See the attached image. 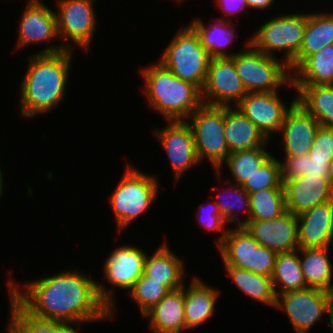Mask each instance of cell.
<instances>
[{"instance_id":"obj_1","label":"cell","mask_w":333,"mask_h":333,"mask_svg":"<svg viewBox=\"0 0 333 333\" xmlns=\"http://www.w3.org/2000/svg\"><path fill=\"white\" fill-rule=\"evenodd\" d=\"M8 286L10 295L41 319L80 325L110 319L116 312L112 290L73 270L27 283L24 292L12 279Z\"/></svg>"},{"instance_id":"obj_2","label":"cell","mask_w":333,"mask_h":333,"mask_svg":"<svg viewBox=\"0 0 333 333\" xmlns=\"http://www.w3.org/2000/svg\"><path fill=\"white\" fill-rule=\"evenodd\" d=\"M51 45L29 57L20 86V112L25 118L52 111L65 97L73 49Z\"/></svg>"},{"instance_id":"obj_3","label":"cell","mask_w":333,"mask_h":333,"mask_svg":"<svg viewBox=\"0 0 333 333\" xmlns=\"http://www.w3.org/2000/svg\"><path fill=\"white\" fill-rule=\"evenodd\" d=\"M145 95L151 107L168 121L188 120L202 104L201 90L183 81L160 62L142 69Z\"/></svg>"},{"instance_id":"obj_4","label":"cell","mask_w":333,"mask_h":333,"mask_svg":"<svg viewBox=\"0 0 333 333\" xmlns=\"http://www.w3.org/2000/svg\"><path fill=\"white\" fill-rule=\"evenodd\" d=\"M210 60L211 56L202 46L198 32L188 24L176 33L158 62L181 80L202 90Z\"/></svg>"},{"instance_id":"obj_5","label":"cell","mask_w":333,"mask_h":333,"mask_svg":"<svg viewBox=\"0 0 333 333\" xmlns=\"http://www.w3.org/2000/svg\"><path fill=\"white\" fill-rule=\"evenodd\" d=\"M156 179L139 169L127 166L120 182L109 196L118 233L126 230L135 218L147 212L149 206L153 204L159 189Z\"/></svg>"},{"instance_id":"obj_6","label":"cell","mask_w":333,"mask_h":333,"mask_svg":"<svg viewBox=\"0 0 333 333\" xmlns=\"http://www.w3.org/2000/svg\"><path fill=\"white\" fill-rule=\"evenodd\" d=\"M245 45L249 47L247 51L232 57L247 93L275 92L279 86H293L291 71L283 59L258 51L249 41Z\"/></svg>"},{"instance_id":"obj_7","label":"cell","mask_w":333,"mask_h":333,"mask_svg":"<svg viewBox=\"0 0 333 333\" xmlns=\"http://www.w3.org/2000/svg\"><path fill=\"white\" fill-rule=\"evenodd\" d=\"M190 116L198 159L208 158L220 178L222 164L230 154L224 134V106L202 104Z\"/></svg>"},{"instance_id":"obj_8","label":"cell","mask_w":333,"mask_h":333,"mask_svg":"<svg viewBox=\"0 0 333 333\" xmlns=\"http://www.w3.org/2000/svg\"><path fill=\"white\" fill-rule=\"evenodd\" d=\"M307 23V14H287L265 22L249 43L258 51L273 56L274 51H285L284 62L289 66L298 56Z\"/></svg>"},{"instance_id":"obj_9","label":"cell","mask_w":333,"mask_h":333,"mask_svg":"<svg viewBox=\"0 0 333 333\" xmlns=\"http://www.w3.org/2000/svg\"><path fill=\"white\" fill-rule=\"evenodd\" d=\"M225 266H234L271 277L277 253L261 246L244 227L228 228L218 246Z\"/></svg>"},{"instance_id":"obj_10","label":"cell","mask_w":333,"mask_h":333,"mask_svg":"<svg viewBox=\"0 0 333 333\" xmlns=\"http://www.w3.org/2000/svg\"><path fill=\"white\" fill-rule=\"evenodd\" d=\"M287 313L296 333H307L320 317L328 313L333 333V294L317 288H306L277 295L276 307Z\"/></svg>"},{"instance_id":"obj_11","label":"cell","mask_w":333,"mask_h":333,"mask_svg":"<svg viewBox=\"0 0 333 333\" xmlns=\"http://www.w3.org/2000/svg\"><path fill=\"white\" fill-rule=\"evenodd\" d=\"M201 94L203 104L212 106L231 107V103L236 106L242 100L247 91L233 57L211 58Z\"/></svg>"},{"instance_id":"obj_12","label":"cell","mask_w":333,"mask_h":333,"mask_svg":"<svg viewBox=\"0 0 333 333\" xmlns=\"http://www.w3.org/2000/svg\"><path fill=\"white\" fill-rule=\"evenodd\" d=\"M297 102V96L287 107L275 92H250L235 106L251 120L269 140L272 132H279L286 113Z\"/></svg>"},{"instance_id":"obj_13","label":"cell","mask_w":333,"mask_h":333,"mask_svg":"<svg viewBox=\"0 0 333 333\" xmlns=\"http://www.w3.org/2000/svg\"><path fill=\"white\" fill-rule=\"evenodd\" d=\"M168 122L170 124L165 126L163 130L154 131V135L160 141L164 151L166 150L177 184L182 174L185 175L186 171L200 161L189 122L186 120Z\"/></svg>"},{"instance_id":"obj_14","label":"cell","mask_w":333,"mask_h":333,"mask_svg":"<svg viewBox=\"0 0 333 333\" xmlns=\"http://www.w3.org/2000/svg\"><path fill=\"white\" fill-rule=\"evenodd\" d=\"M94 0H58V35L88 50L96 30Z\"/></svg>"},{"instance_id":"obj_15","label":"cell","mask_w":333,"mask_h":333,"mask_svg":"<svg viewBox=\"0 0 333 333\" xmlns=\"http://www.w3.org/2000/svg\"><path fill=\"white\" fill-rule=\"evenodd\" d=\"M243 227L261 246L277 254L299 250L297 215L287 210L271 220H250Z\"/></svg>"},{"instance_id":"obj_16","label":"cell","mask_w":333,"mask_h":333,"mask_svg":"<svg viewBox=\"0 0 333 333\" xmlns=\"http://www.w3.org/2000/svg\"><path fill=\"white\" fill-rule=\"evenodd\" d=\"M282 182L286 210L294 215L333 200V184L323 177L305 175Z\"/></svg>"},{"instance_id":"obj_17","label":"cell","mask_w":333,"mask_h":333,"mask_svg":"<svg viewBox=\"0 0 333 333\" xmlns=\"http://www.w3.org/2000/svg\"><path fill=\"white\" fill-rule=\"evenodd\" d=\"M320 124L298 102L286 113L280 128L285 155L308 154Z\"/></svg>"},{"instance_id":"obj_18","label":"cell","mask_w":333,"mask_h":333,"mask_svg":"<svg viewBox=\"0 0 333 333\" xmlns=\"http://www.w3.org/2000/svg\"><path fill=\"white\" fill-rule=\"evenodd\" d=\"M299 249L329 247L333 240V200L297 215Z\"/></svg>"},{"instance_id":"obj_19","label":"cell","mask_w":333,"mask_h":333,"mask_svg":"<svg viewBox=\"0 0 333 333\" xmlns=\"http://www.w3.org/2000/svg\"><path fill=\"white\" fill-rule=\"evenodd\" d=\"M147 254L136 246H121L116 248L106 258L104 276L115 288L130 290L143 275Z\"/></svg>"},{"instance_id":"obj_20","label":"cell","mask_w":333,"mask_h":333,"mask_svg":"<svg viewBox=\"0 0 333 333\" xmlns=\"http://www.w3.org/2000/svg\"><path fill=\"white\" fill-rule=\"evenodd\" d=\"M17 47H24L33 43H49L58 35L56 13L52 12L42 0L28 1L24 9Z\"/></svg>"},{"instance_id":"obj_21","label":"cell","mask_w":333,"mask_h":333,"mask_svg":"<svg viewBox=\"0 0 333 333\" xmlns=\"http://www.w3.org/2000/svg\"><path fill=\"white\" fill-rule=\"evenodd\" d=\"M224 134L230 153L265 146L268 139L235 106H224Z\"/></svg>"},{"instance_id":"obj_22","label":"cell","mask_w":333,"mask_h":333,"mask_svg":"<svg viewBox=\"0 0 333 333\" xmlns=\"http://www.w3.org/2000/svg\"><path fill=\"white\" fill-rule=\"evenodd\" d=\"M155 333H181L186 330L184 315V286L170 291L145 315Z\"/></svg>"},{"instance_id":"obj_23","label":"cell","mask_w":333,"mask_h":333,"mask_svg":"<svg viewBox=\"0 0 333 333\" xmlns=\"http://www.w3.org/2000/svg\"><path fill=\"white\" fill-rule=\"evenodd\" d=\"M183 260L170 251L166 241L157 248L153 256H146L144 274L156 282H161L170 291L184 286Z\"/></svg>"},{"instance_id":"obj_24","label":"cell","mask_w":333,"mask_h":333,"mask_svg":"<svg viewBox=\"0 0 333 333\" xmlns=\"http://www.w3.org/2000/svg\"><path fill=\"white\" fill-rule=\"evenodd\" d=\"M218 295V290L198 277H193L188 288L184 285V315L187 330L196 328L213 315Z\"/></svg>"},{"instance_id":"obj_25","label":"cell","mask_w":333,"mask_h":333,"mask_svg":"<svg viewBox=\"0 0 333 333\" xmlns=\"http://www.w3.org/2000/svg\"><path fill=\"white\" fill-rule=\"evenodd\" d=\"M332 44L333 13H308L302 46L296 59L289 65L290 71L293 72L309 55Z\"/></svg>"},{"instance_id":"obj_26","label":"cell","mask_w":333,"mask_h":333,"mask_svg":"<svg viewBox=\"0 0 333 333\" xmlns=\"http://www.w3.org/2000/svg\"><path fill=\"white\" fill-rule=\"evenodd\" d=\"M297 102L322 126L333 128V84L293 85Z\"/></svg>"},{"instance_id":"obj_27","label":"cell","mask_w":333,"mask_h":333,"mask_svg":"<svg viewBox=\"0 0 333 333\" xmlns=\"http://www.w3.org/2000/svg\"><path fill=\"white\" fill-rule=\"evenodd\" d=\"M294 71L293 85L333 84V44L309 55Z\"/></svg>"},{"instance_id":"obj_28","label":"cell","mask_w":333,"mask_h":333,"mask_svg":"<svg viewBox=\"0 0 333 333\" xmlns=\"http://www.w3.org/2000/svg\"><path fill=\"white\" fill-rule=\"evenodd\" d=\"M326 248L299 249L304 280L309 288H317L333 294L332 265Z\"/></svg>"},{"instance_id":"obj_29","label":"cell","mask_w":333,"mask_h":333,"mask_svg":"<svg viewBox=\"0 0 333 333\" xmlns=\"http://www.w3.org/2000/svg\"><path fill=\"white\" fill-rule=\"evenodd\" d=\"M198 32L202 46L209 52L211 58L232 57L236 53H226L228 44L236 37L232 21L216 19L209 27L201 21L194 19L190 23ZM223 48V49H222Z\"/></svg>"},{"instance_id":"obj_30","label":"cell","mask_w":333,"mask_h":333,"mask_svg":"<svg viewBox=\"0 0 333 333\" xmlns=\"http://www.w3.org/2000/svg\"><path fill=\"white\" fill-rule=\"evenodd\" d=\"M234 284L252 299L276 307L278 290L274 288L271 277L255 274L234 266H225ZM277 290V291H276Z\"/></svg>"},{"instance_id":"obj_31","label":"cell","mask_w":333,"mask_h":333,"mask_svg":"<svg viewBox=\"0 0 333 333\" xmlns=\"http://www.w3.org/2000/svg\"><path fill=\"white\" fill-rule=\"evenodd\" d=\"M297 253L298 250L277 254L271 275L274 288L278 285L280 287L276 295L308 288L303 277L300 256Z\"/></svg>"},{"instance_id":"obj_32","label":"cell","mask_w":333,"mask_h":333,"mask_svg":"<svg viewBox=\"0 0 333 333\" xmlns=\"http://www.w3.org/2000/svg\"><path fill=\"white\" fill-rule=\"evenodd\" d=\"M11 319L8 333H65L72 324L35 317L28 313L11 295Z\"/></svg>"},{"instance_id":"obj_33","label":"cell","mask_w":333,"mask_h":333,"mask_svg":"<svg viewBox=\"0 0 333 333\" xmlns=\"http://www.w3.org/2000/svg\"><path fill=\"white\" fill-rule=\"evenodd\" d=\"M271 156L264 146H260L232 152L225 163L237 185L242 186Z\"/></svg>"},{"instance_id":"obj_34","label":"cell","mask_w":333,"mask_h":333,"mask_svg":"<svg viewBox=\"0 0 333 333\" xmlns=\"http://www.w3.org/2000/svg\"><path fill=\"white\" fill-rule=\"evenodd\" d=\"M250 220H271L286 211L284 188H267L252 192Z\"/></svg>"},{"instance_id":"obj_35","label":"cell","mask_w":333,"mask_h":333,"mask_svg":"<svg viewBox=\"0 0 333 333\" xmlns=\"http://www.w3.org/2000/svg\"><path fill=\"white\" fill-rule=\"evenodd\" d=\"M329 165L327 160L311 159L308 154L285 155L284 162L280 161L281 179L289 180L311 175L328 179L333 184Z\"/></svg>"},{"instance_id":"obj_36","label":"cell","mask_w":333,"mask_h":333,"mask_svg":"<svg viewBox=\"0 0 333 333\" xmlns=\"http://www.w3.org/2000/svg\"><path fill=\"white\" fill-rule=\"evenodd\" d=\"M129 291L132 299L138 303L143 317L170 292L161 282L148 278L144 273Z\"/></svg>"},{"instance_id":"obj_37","label":"cell","mask_w":333,"mask_h":333,"mask_svg":"<svg viewBox=\"0 0 333 333\" xmlns=\"http://www.w3.org/2000/svg\"><path fill=\"white\" fill-rule=\"evenodd\" d=\"M242 187L250 194L267 188H284L280 161L271 156L256 172L248 177Z\"/></svg>"},{"instance_id":"obj_38","label":"cell","mask_w":333,"mask_h":333,"mask_svg":"<svg viewBox=\"0 0 333 333\" xmlns=\"http://www.w3.org/2000/svg\"><path fill=\"white\" fill-rule=\"evenodd\" d=\"M230 187H231V189L229 190V192H233V194H234L233 197H235V199L230 198V201L227 200L228 201L227 202V201H225L227 197H225V200L221 201V198L223 196L220 193H218V195H217L218 198L215 200V202L218 205L220 213H221L222 217L225 219L227 224L231 223V222H235V220H236L235 218H237L234 214V211H233L234 208H238L240 206L243 207L242 205L245 204V206L242 208V211L245 215L248 214L247 215L248 217L242 222L239 221V220L237 221V223H238L237 227H243L247 222L250 221V198H249V193L242 186L237 185V184L232 185V183H231Z\"/></svg>"},{"instance_id":"obj_39","label":"cell","mask_w":333,"mask_h":333,"mask_svg":"<svg viewBox=\"0 0 333 333\" xmlns=\"http://www.w3.org/2000/svg\"><path fill=\"white\" fill-rule=\"evenodd\" d=\"M311 159L327 160L333 159V128L320 125L314 142L308 152Z\"/></svg>"},{"instance_id":"obj_40","label":"cell","mask_w":333,"mask_h":333,"mask_svg":"<svg viewBox=\"0 0 333 333\" xmlns=\"http://www.w3.org/2000/svg\"><path fill=\"white\" fill-rule=\"evenodd\" d=\"M205 204H208L210 208V211L207 212L208 214H204V212L207 210H203L204 208V205L201 204L200 207L198 208V211L197 212H200L198 213L199 216H197V220L199 221V223H201L200 225H202L205 229L209 230V231H222V234L219 236L218 240H216V243H217V246H219L224 238H225V235L226 233L228 232V228L226 227V230H225V226L227 225L225 219L222 217L221 213H220V210H219V207L218 205L216 204L215 201H212V202H207ZM207 206V207H208ZM200 210V211H199ZM203 215H206L205 217L202 216ZM201 217V218H200ZM204 217V218H203Z\"/></svg>"},{"instance_id":"obj_41","label":"cell","mask_w":333,"mask_h":333,"mask_svg":"<svg viewBox=\"0 0 333 333\" xmlns=\"http://www.w3.org/2000/svg\"><path fill=\"white\" fill-rule=\"evenodd\" d=\"M217 6L222 9L224 15H235V13L242 11L245 7L248 8L246 0H216Z\"/></svg>"},{"instance_id":"obj_42","label":"cell","mask_w":333,"mask_h":333,"mask_svg":"<svg viewBox=\"0 0 333 333\" xmlns=\"http://www.w3.org/2000/svg\"><path fill=\"white\" fill-rule=\"evenodd\" d=\"M275 0H246L248 4V8L251 9H259V10H265L270 9L272 4H274Z\"/></svg>"},{"instance_id":"obj_43","label":"cell","mask_w":333,"mask_h":333,"mask_svg":"<svg viewBox=\"0 0 333 333\" xmlns=\"http://www.w3.org/2000/svg\"><path fill=\"white\" fill-rule=\"evenodd\" d=\"M3 175H2V172H1V168H0V198L2 196V191H3Z\"/></svg>"},{"instance_id":"obj_44","label":"cell","mask_w":333,"mask_h":333,"mask_svg":"<svg viewBox=\"0 0 333 333\" xmlns=\"http://www.w3.org/2000/svg\"><path fill=\"white\" fill-rule=\"evenodd\" d=\"M65 333H79L74 327H70Z\"/></svg>"},{"instance_id":"obj_45","label":"cell","mask_w":333,"mask_h":333,"mask_svg":"<svg viewBox=\"0 0 333 333\" xmlns=\"http://www.w3.org/2000/svg\"><path fill=\"white\" fill-rule=\"evenodd\" d=\"M329 167H330V175H331V178H332V181H333V159H332V161L330 162Z\"/></svg>"}]
</instances>
